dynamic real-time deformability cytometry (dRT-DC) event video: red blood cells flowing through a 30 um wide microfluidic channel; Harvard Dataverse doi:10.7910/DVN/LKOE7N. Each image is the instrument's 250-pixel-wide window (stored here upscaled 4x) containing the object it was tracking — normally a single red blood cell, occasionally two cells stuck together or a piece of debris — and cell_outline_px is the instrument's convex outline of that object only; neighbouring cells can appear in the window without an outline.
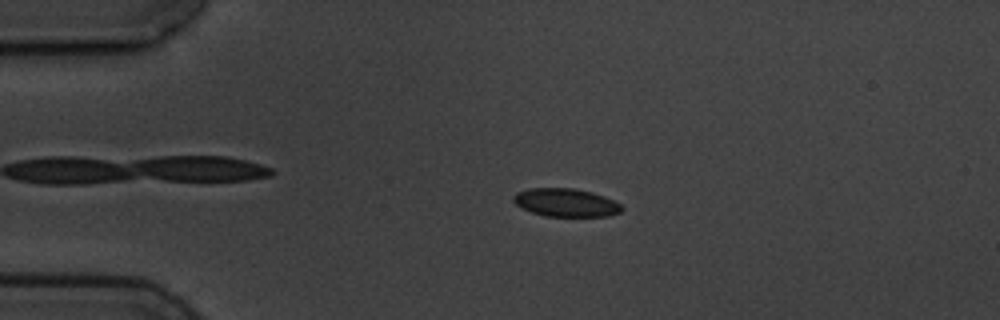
{"species": "common noctule bat (a hibernating species)", "species_latin": "Nyctalus noctula", "temperature_condition": "cold", "stored_images_in_passage": 3, "camera_frame_rate_fps": 3000, "um_per_image_px": 0.085, "animal": {"sex": "male", "body_mass_g": 19.5, "forearm_length_mm": 54.6}, "frame": {"image": 1, "passage_image": 3, "time_ms": 2.333, "image_size_px": [1000, 320], "cell_outline_px": [[624, 208], [620, 212], [608, 216], [544, 216], [520, 208], [512, 200], [512, 196], [516, 192], [528, 188], [576, 188], [592, 192], [604, 196], [620, 204]], "centroid_in_image_um": [48.06, 17.21], "position_along_channel_um": 36.9, "area_um2": 17.92}}